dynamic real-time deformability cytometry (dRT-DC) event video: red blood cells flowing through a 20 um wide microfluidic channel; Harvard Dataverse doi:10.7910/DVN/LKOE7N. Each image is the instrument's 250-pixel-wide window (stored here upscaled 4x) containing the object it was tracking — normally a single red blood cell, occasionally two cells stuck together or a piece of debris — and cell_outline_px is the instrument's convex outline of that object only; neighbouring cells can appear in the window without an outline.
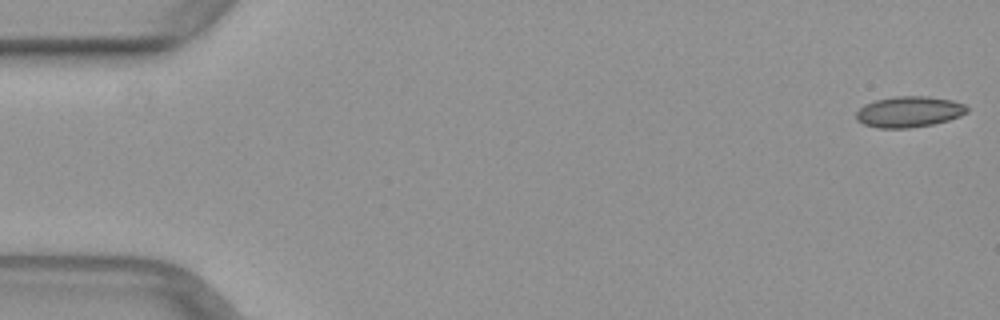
{"species": "common noctule bat (a hibernating species)", "species_latin": "Nyctalus noctula", "temperature_condition": "warm", "stored_images_in_passage": 50, "camera_frame_rate_fps": 3000, "um_per_image_px": 0.085, "animal": {"sex": "female", "body_mass_g": 29.2, "forearm_length_mm": 56.3}, "frame": {"image": 1, "passage_image": 1, "time_ms": 0.0, "image_size_px": [1000, 320], "cell_outline_px": [[968, 112], [960, 116], [948, 120], [932, 124], [908, 128], [876, 128], [864, 124], [856, 120], [856, 112], [864, 104], [876, 100], [896, 96], [928, 96], [952, 100], [964, 104], [968, 108]], "centroid_in_image_um": [77.26, 9.5], "position_along_channel_um": 7.7, "area_um2": 20.0}}
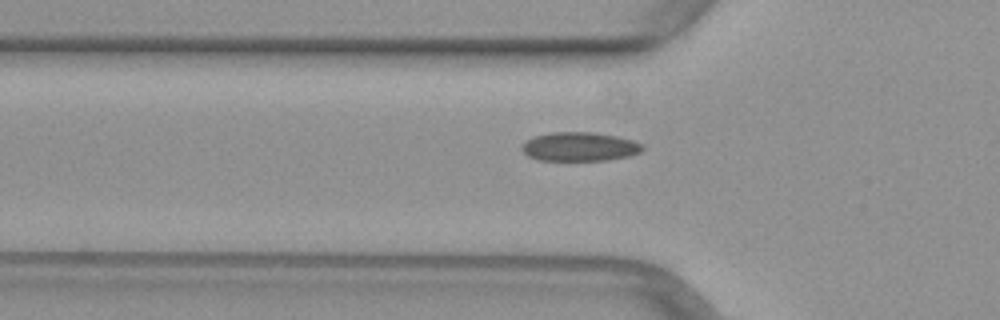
{"frame": {"image": 2, "passage_image": 17, "time_ms": 5.333, "image_size_px": [1000, 320], "cell_outline_px": [[644, 148], [640, 152], [628, 156], [608, 160], [540, 160], [528, 156], [520, 148], [520, 144], [532, 136], [552, 132], [596, 132], [616, 136], [632, 140], [644, 144]], "centroid_in_image_um": [49.24, 12.45], "position_along_channel_um": 76.6, "area_um2": 20.52}}
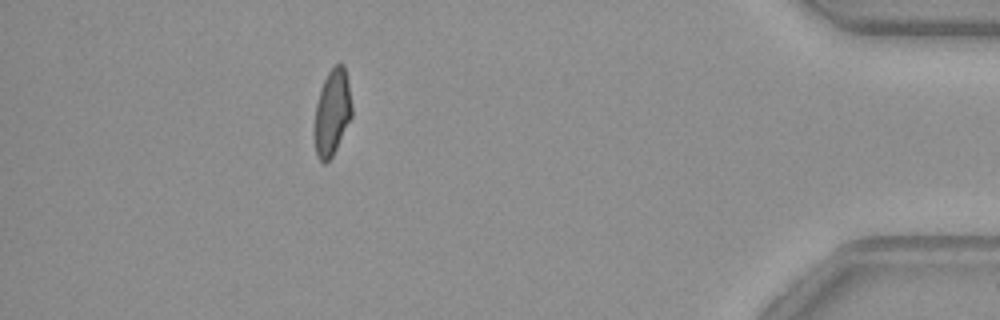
{"frame": {"image": 3, "passage_image": 45, "time_ms": 14.667, "image_size_px": [1000, 320], "cell_outline_px": [[352, 116], [332, 156], [324, 164], [320, 160], [316, 152], [312, 136], [312, 132], [316, 104], [320, 88], [328, 72], [336, 64], [344, 64], [348, 80], [352, 108]], "centroid_in_image_um": [28.2, 9.56], "position_along_channel_um": 407.0, "area_um2": 19.02}}